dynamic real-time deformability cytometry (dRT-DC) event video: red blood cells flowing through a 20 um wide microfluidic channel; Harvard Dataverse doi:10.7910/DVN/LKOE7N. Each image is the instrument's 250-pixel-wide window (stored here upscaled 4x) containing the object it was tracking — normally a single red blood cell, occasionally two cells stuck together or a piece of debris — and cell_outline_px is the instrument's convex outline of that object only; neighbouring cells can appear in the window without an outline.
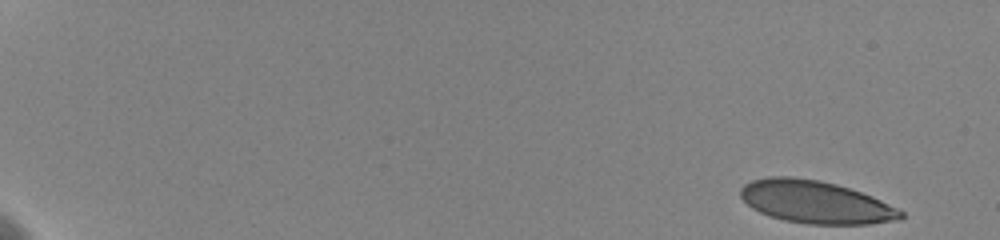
{"species": "human", "species_latin": "Homo sapiens", "temperature_condition": "cold", "stored_images_in_passage": 37, "camera_frame_rate_fps": 3000, "um_per_image_px": 0.085, "donor": {"sex": "female"}, "frame": {"image": 1, "passage_image": 1, "time_ms": 0.0, "image_size_px": [1000, 240], "cell_outline_px": [[904, 216], [900, 220], [868, 224], [808, 224], [784, 220], [760, 212], [752, 208], [740, 196], [740, 188], [744, 184], [752, 180], [768, 176], [792, 176], [820, 180], [836, 184], [872, 196], [904, 212]], "centroid_in_image_um": [69.31, 17.16], "position_along_channel_um": 15.7, "area_um2": 39.71}}
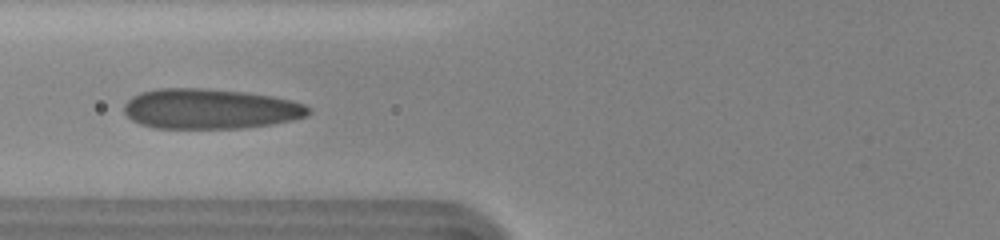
{"frame": {"image": 2, "passage_image": 13, "time_ms": 7.667, "image_size_px": [1000, 240], "cell_outline_px": [[312, 112], [308, 116], [292, 120], [272, 124], [244, 128], [156, 128], [140, 124], [132, 120], [124, 112], [124, 104], [132, 96], [140, 92], [156, 88], [204, 88], [244, 92], [272, 96], [292, 100], [304, 104], [312, 108]], "centroid_in_image_um": [17.88, 9.25], "position_along_channel_um": 107.9, "area_um2": 43.47}}
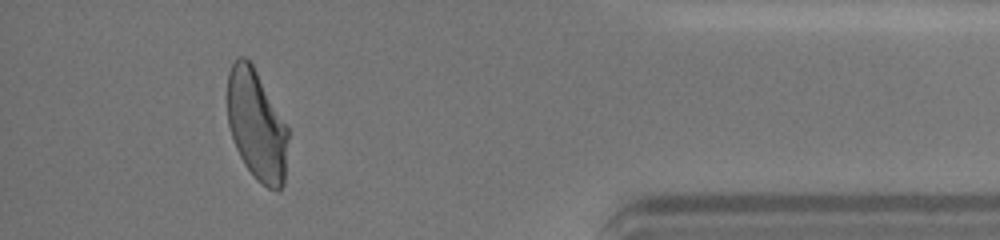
{"frame": {"image": 3, "passage_image": 33, "time_ms": 17.0, "image_size_px": [1000, 240], "cell_outline_px": [[288, 140], [284, 184], [276, 192], [260, 184], [256, 180], [244, 164], [232, 140], [228, 124], [228, 72], [232, 64], [240, 56], [244, 56], [252, 64], [288, 128]], "centroid_in_image_um": [21.81, 10.69], "position_along_channel_um": 413.4, "area_um2": 38.96}, "authors_computed_cell_mechanics": {"area_um2": 40.8646, "velocity_mm_per_s": 3.6011, "shape_relaxation_time_tau1_ms": 5.3831, "shape_relaxation_time_tau2_ms": 0.8955, "deformation_change_tau1": 0.167, "deformation_change_tau2": 0.0614}}